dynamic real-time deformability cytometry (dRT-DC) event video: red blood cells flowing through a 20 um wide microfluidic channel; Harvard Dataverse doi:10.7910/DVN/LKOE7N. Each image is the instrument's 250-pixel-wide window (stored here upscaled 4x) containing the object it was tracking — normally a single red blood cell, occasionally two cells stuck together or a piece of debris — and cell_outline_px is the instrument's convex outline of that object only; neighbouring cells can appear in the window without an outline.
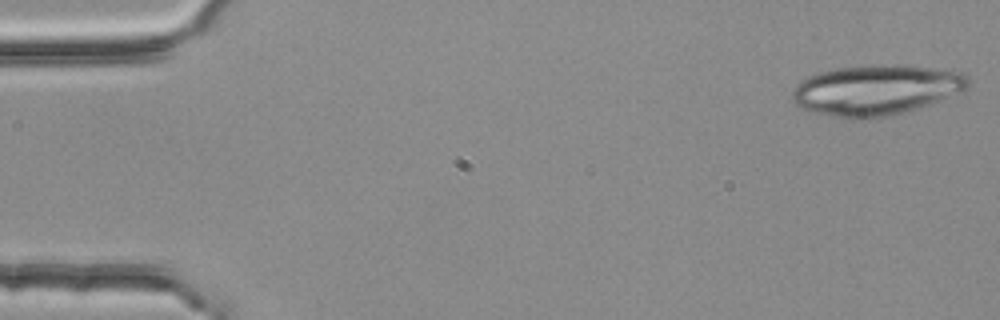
{"species": "common noctule bat (a hibernating species)", "species_latin": "Nyctalus noctula", "temperature_condition": "room temperature", "stored_images_in_passage": 5, "camera_frame_rate_fps": 3000, "um_per_image_px": 0.085, "animal": {"sex": "female", "body_mass_g": 25.1}, "frame": {"image": 1, "passage_image": 1, "time_ms": 0.0, "image_size_px": [1000, 320], "cell_outline_px": [[968, 88], [964, 92], [904, 112], [868, 120], [852, 120], [812, 112], [800, 108], [792, 100], [792, 88], [796, 84], [808, 76], [820, 72], [836, 68], [896, 64], [904, 64], [952, 68], [968, 72]], "centroid_in_image_um": [74.54, 7.64], "position_along_channel_um": 10.5, "area_um2": 52.71}}